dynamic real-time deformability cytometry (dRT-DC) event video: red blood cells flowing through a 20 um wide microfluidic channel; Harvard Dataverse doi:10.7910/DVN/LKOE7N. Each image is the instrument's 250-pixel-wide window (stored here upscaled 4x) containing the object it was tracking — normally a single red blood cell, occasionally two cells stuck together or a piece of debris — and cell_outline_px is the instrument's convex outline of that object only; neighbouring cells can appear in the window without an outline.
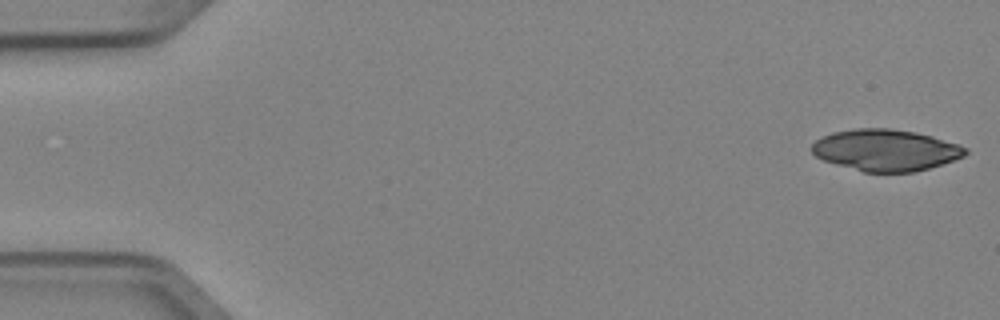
{"species": "Egyptian fruit bat (a non-hibernating species)", "species_latin": "Rousettus aegyptiacus", "temperature_condition": "cold", "stored_images_in_passage": 6, "segment_of_instrument_passage": [1, 2], "camera_frame_rate_fps": 3000, "um_per_image_px": 0.085, "animal": {"sex": "female"}, "frame": {"image": 1, "passage_image": 1, "time_ms": 0.0, "image_size_px": [1000, 320], "cell_outline_px": [[968, 152], [964, 156], [928, 168], [912, 172], [864, 172], [824, 160], [816, 156], [812, 152], [812, 144], [816, 140], [832, 132], [856, 128], [888, 128], [916, 132], [932, 136], [968, 148]], "centroid_in_image_um": [75.27, 12.75], "position_along_channel_um": 9.7, "area_um2": 36.76}}